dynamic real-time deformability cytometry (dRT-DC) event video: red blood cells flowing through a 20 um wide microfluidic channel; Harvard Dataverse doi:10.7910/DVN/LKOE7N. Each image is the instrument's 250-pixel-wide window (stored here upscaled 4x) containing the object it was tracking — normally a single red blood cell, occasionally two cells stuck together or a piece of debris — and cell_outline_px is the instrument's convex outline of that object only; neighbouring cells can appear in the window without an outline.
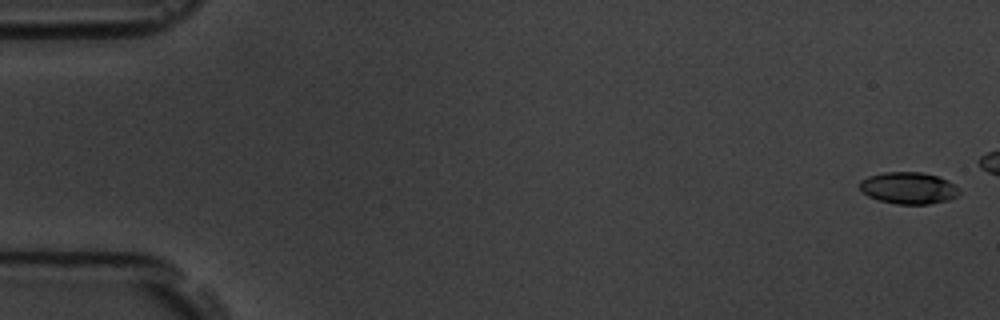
{"species": "common noctule bat (a hibernating species)", "species_latin": "Nyctalus noctula", "temperature_condition": "room temperature", "stored_images_in_passage": 6, "camera_frame_rate_fps": 3000, "um_per_image_px": 0.085, "animal": {"sex": "male", "body_mass_g": 19.5, "forearm_length_mm": 54.6}, "frame": {"image": 1, "passage_image": 1, "time_ms": 0.0, "image_size_px": [1000, 320], "cell_outline_px": [[960, 192], [956, 196], [948, 200], [928, 204], [896, 204], [880, 200], [868, 196], [860, 188], [860, 180], [868, 176], [884, 172], [920, 172], [936, 176], [948, 180], [960, 188]], "centroid_in_image_um": [77.24, 15.98], "position_along_channel_um": 7.8, "area_um2": 18.38}}